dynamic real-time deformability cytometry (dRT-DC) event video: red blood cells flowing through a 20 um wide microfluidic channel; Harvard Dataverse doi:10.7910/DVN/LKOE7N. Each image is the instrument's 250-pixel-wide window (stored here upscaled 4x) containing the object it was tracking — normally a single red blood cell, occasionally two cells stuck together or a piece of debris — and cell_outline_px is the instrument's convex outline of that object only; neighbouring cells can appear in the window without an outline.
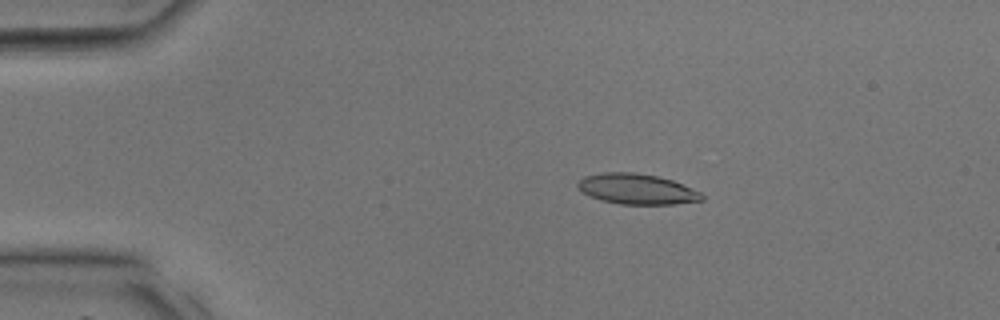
{"species": "common noctule bat (a hibernating species)", "species_latin": "Nyctalus noctula", "temperature_condition": "room temperature", "stored_images_in_passage": 16, "camera_frame_rate_fps": 3000, "um_per_image_px": 0.085, "animal": {"sex": "male", "body_mass_g": 17.9, "forearm_length_mm": 54.2}, "frame": {"image": 1, "passage_image": 1, "time_ms": 0.0, "image_size_px": [1000, 320], "cell_outline_px": [[704, 200], [676, 204], [620, 204], [600, 200], [588, 196], [576, 188], [576, 184], [584, 176], [604, 172], [636, 172], [656, 176], [672, 180], [700, 192], [704, 196]], "centroid_in_image_um": [54.09, 16.07], "position_along_channel_um": 30.9, "area_um2": 22.14}}
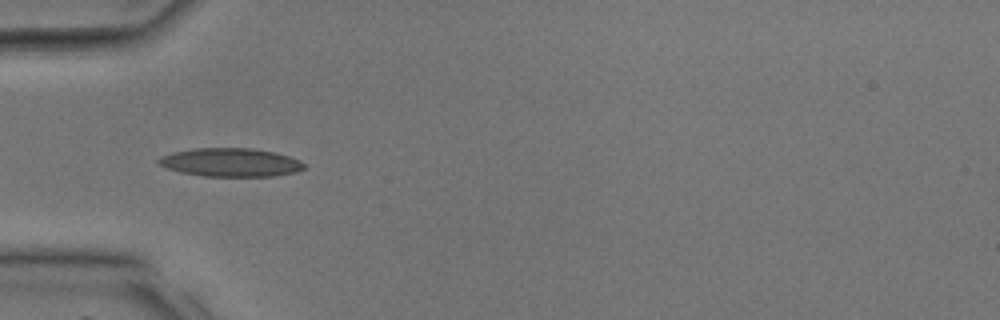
{"frame": {"image": 2, "passage_image": 6, "time_ms": 1.667, "image_size_px": [1000, 320], "cell_outline_px": [[308, 168], [296, 172], [272, 176], [204, 176], [180, 172], [168, 168], [160, 164], [156, 160], [160, 156], [172, 152], [196, 148], [252, 148], [276, 152], [300, 160]], "centroid_in_image_um": [19.63, 13.8], "position_along_channel_um": 65.4, "area_um2": 24.22}}
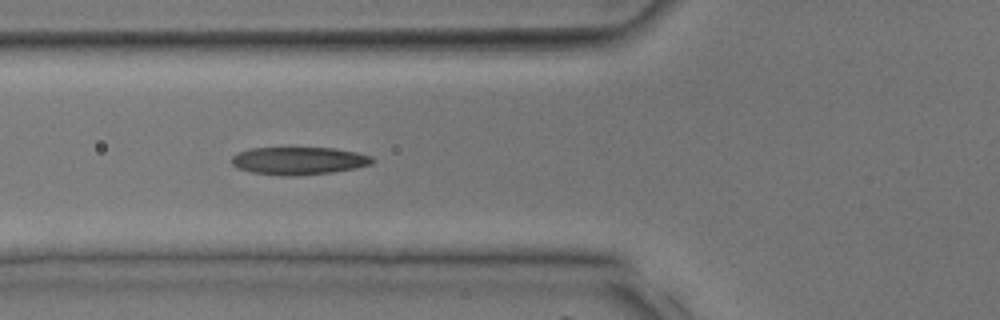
{"frame": {"image": 3, "passage_image": 8, "time_ms": 2.333, "image_size_px": [1000, 320], "cell_outline_px": [[376, 160], [372, 164], [356, 168], [332, 172], [296, 176], [284, 176], [252, 172], [236, 168], [232, 164], [232, 156], [240, 152], [252, 148], [336, 148], [356, 152], [372, 156]], "centroid_in_image_um": [25.43, 13.67], "position_along_channel_um": 100.4, "area_um2": 22.77}}